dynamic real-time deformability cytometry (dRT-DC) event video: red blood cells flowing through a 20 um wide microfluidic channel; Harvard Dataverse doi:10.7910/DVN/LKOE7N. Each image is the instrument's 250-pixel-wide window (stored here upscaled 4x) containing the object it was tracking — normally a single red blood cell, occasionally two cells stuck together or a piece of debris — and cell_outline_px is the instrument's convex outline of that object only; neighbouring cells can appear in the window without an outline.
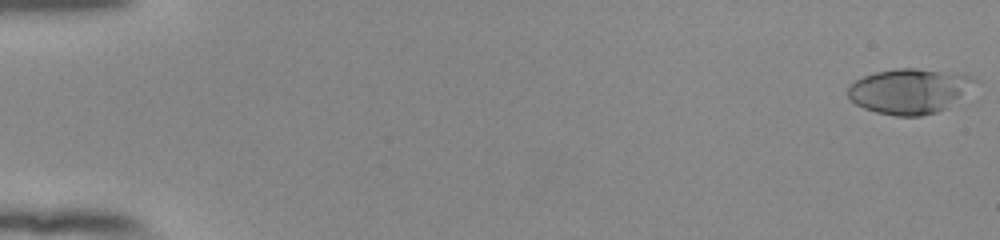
{"species": "human", "species_latin": "Homo sapiens", "temperature_condition": "room temperature", "stored_images_in_passage": 54, "camera_frame_rate_fps": 3000, "um_per_image_px": 0.085, "donor": {"sex": "female"}, "frame": {"image": 1, "passage_image": 1, "time_ms": 0.0, "image_size_px": [1000, 240], "cell_outline_px": [[980, 80], [948, 108], [936, 112], [920, 116], [896, 116], [876, 112], [864, 108], [856, 104], [848, 96], [848, 84], [864, 76], [876, 72], [896, 68], [916, 68], [964, 72]], "centroid_in_image_um": [77.35, 7.72], "position_along_channel_um": 7.6, "area_um2": 33.81}}
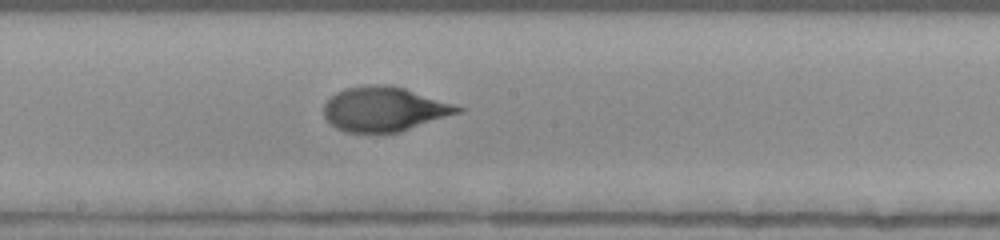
{"frame": {"image": 2, "passage_image": 31, "time_ms": 10.0, "image_size_px": [1000, 240], "cell_outline_px": [[464, 112], [400, 132], [344, 132], [336, 128], [324, 116], [324, 104], [336, 92], [344, 88], [368, 84], [388, 84], [404, 88], [464, 108]], "centroid_in_image_um": [32.67, 9.27], "position_along_channel_um": 215.5, "area_um2": 34.74}}
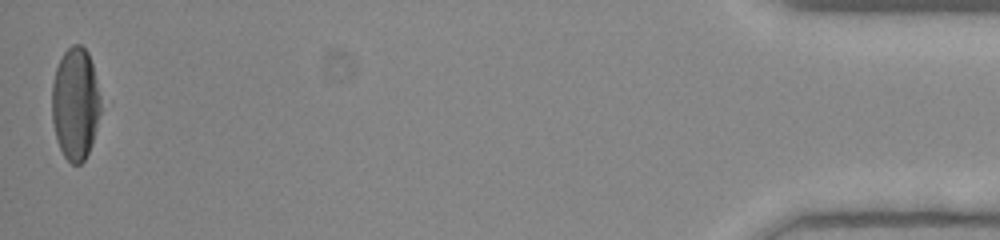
{"frame": {"image": 3, "passage_image": 54, "time_ms": 17.667, "image_size_px": [1000, 240], "cell_outline_px": [[112, 100], [92, 144], [84, 160], [80, 164], [72, 164], [64, 156], [60, 148], [56, 136], [52, 120], [52, 84], [56, 68], [64, 52], [72, 44], [80, 44], [88, 52]], "centroid_in_image_um": [6.61, 8.77], "position_along_channel_um": 428.6, "area_um2": 35.08}, "authors_computed_cell_mechanics": {"area_um2": 34.2754, "velocity_mm_per_s": 3.8902, "shape_relaxation_time_tau1_ms": 3.4811, "shape_relaxation_time_tau2_ms": 0.9474, "deformation_change_tau1": 0.1855, "deformation_change_tau2": 0.0561}}